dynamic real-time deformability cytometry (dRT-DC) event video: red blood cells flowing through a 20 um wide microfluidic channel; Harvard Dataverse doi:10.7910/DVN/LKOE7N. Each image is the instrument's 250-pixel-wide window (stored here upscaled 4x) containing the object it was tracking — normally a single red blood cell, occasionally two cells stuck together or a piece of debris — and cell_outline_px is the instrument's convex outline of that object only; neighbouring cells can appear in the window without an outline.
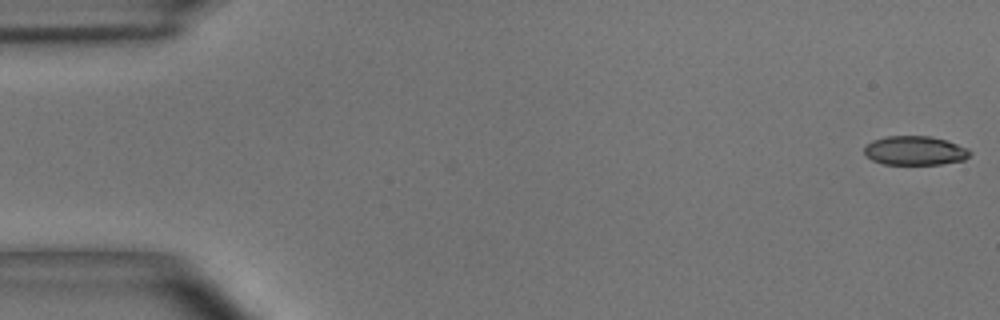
{"species": "common noctule bat (a hibernating species)", "species_latin": "Nyctalus noctula", "temperature_condition": "room temperature", "stored_images_in_passage": 4, "camera_frame_rate_fps": 3000, "um_per_image_px": 0.085, "animal": {"sex": "male", "body_mass_g": 15.6}, "frame": {"image": 1, "passage_image": 1, "time_ms": 0.0, "image_size_px": [1000, 320], "cell_outline_px": [[972, 152], [964, 160], [940, 164], [884, 164], [872, 160], [864, 152], [864, 148], [872, 140], [888, 136], [928, 136], [948, 140], [968, 148]], "centroid_in_image_um": [77.8, 12.8], "position_along_channel_um": 7.2, "area_um2": 17.86}}